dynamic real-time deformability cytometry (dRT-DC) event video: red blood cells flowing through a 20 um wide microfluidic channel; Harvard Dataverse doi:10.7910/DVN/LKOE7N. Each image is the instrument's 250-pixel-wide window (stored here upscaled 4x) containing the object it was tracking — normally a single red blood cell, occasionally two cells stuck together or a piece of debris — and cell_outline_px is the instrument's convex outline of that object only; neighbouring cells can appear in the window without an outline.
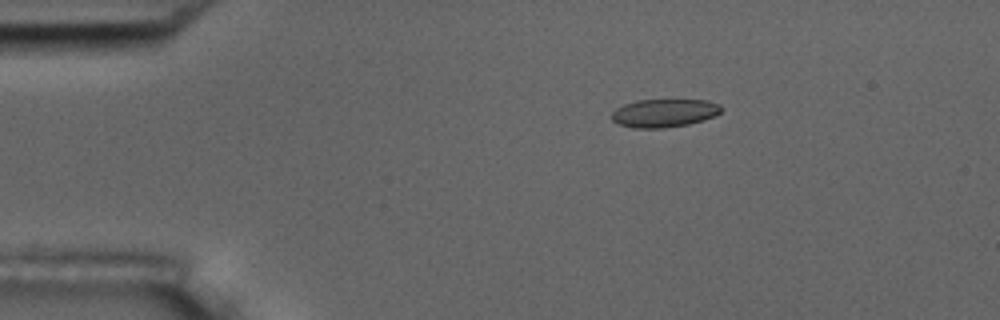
{"species": "common noctule bat (a hibernating species)", "species_latin": "Nyctalus noctula", "temperature_condition": "room temperature", "stored_images_in_passage": 4, "camera_frame_rate_fps": 3000, "um_per_image_px": 0.085, "animal": {"sex": "male", "body_mass_g": 17.5, "forearm_length_mm": 52.3}, "frame": {"image": 1, "passage_image": 3, "time_ms": 2.333, "image_size_px": [1000, 320], "cell_outline_px": [[724, 108], [716, 116], [704, 120], [688, 124], [664, 128], [632, 128], [620, 124], [612, 120], [612, 112], [616, 108], [624, 104], [636, 100], [708, 100], [720, 104]], "centroid_in_image_um": [56.49, 9.6], "position_along_channel_um": 28.5, "area_um2": 18.15}}